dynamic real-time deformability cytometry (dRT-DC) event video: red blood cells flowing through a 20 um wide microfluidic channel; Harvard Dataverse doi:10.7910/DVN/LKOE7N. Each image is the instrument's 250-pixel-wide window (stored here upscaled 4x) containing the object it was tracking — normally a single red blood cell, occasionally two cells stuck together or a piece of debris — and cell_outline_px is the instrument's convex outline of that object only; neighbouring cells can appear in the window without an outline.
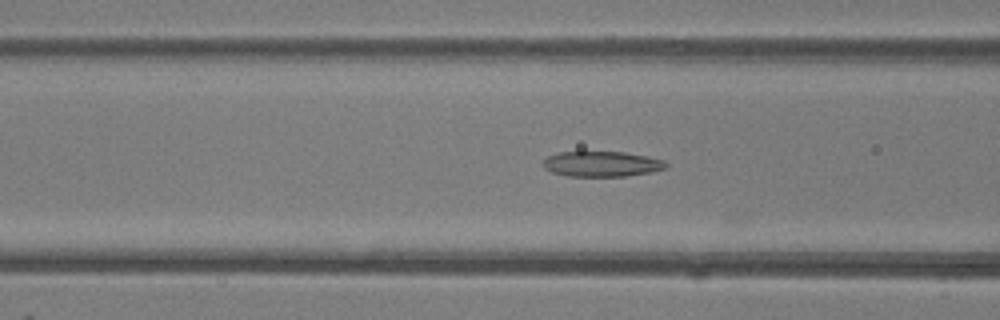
{"species": "common noctule bat (a hibernating species)", "species_latin": "Nyctalus noctula", "temperature_condition": "room temperature", "stored_images_in_passage": 24, "camera_frame_rate_fps": 3000, "um_per_image_px": 0.085, "animal": {"sex": "female"}, "frame": {"image": 1, "passage_image": 4, "time_ms": 1.0, "image_size_px": [1000, 320], "cell_outline_px": [[668, 168], [652, 172], [624, 176], [568, 176], [552, 172], [544, 168], [544, 160], [548, 156], [556, 152], [624, 152], [648, 156], [664, 160], [668, 164]], "centroid_in_image_um": [51.19, 13.93], "position_along_channel_um": 115.4, "area_um2": 18.21}}
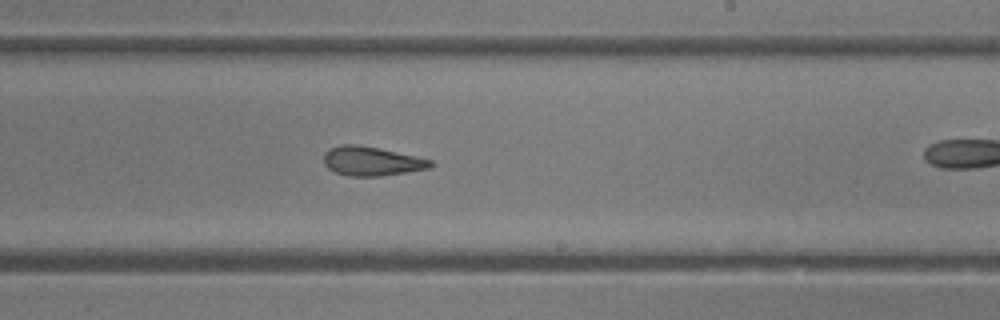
{"frame": {"image": 2, "passage_image": 14, "time_ms": 4.333, "image_size_px": [1000, 320], "cell_outline_px": [[432, 164], [428, 168], [380, 176], [348, 176], [336, 172], [328, 168], [324, 164], [324, 152], [328, 148], [340, 144], [356, 144], [380, 148], [416, 156], [432, 160]], "centroid_in_image_um": [31.53, 13.68], "position_along_channel_um": 257.5, "area_um2": 18.09}}
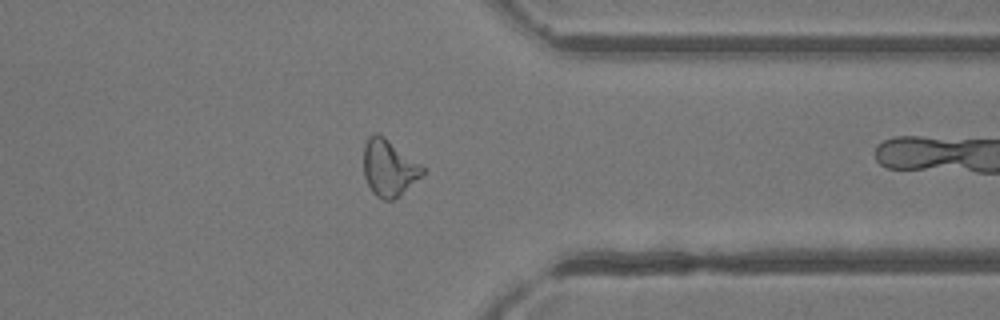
{"frame": {"image": 3, "passage_image": 23, "time_ms": 7.333, "image_size_px": [1000, 320], "cell_outline_px": [[424, 172], [400, 196], [392, 200], [380, 200], [372, 192], [364, 176], [364, 144], [368, 136], [372, 132], [376, 132], [384, 136], [420, 164], [424, 168]], "centroid_in_image_um": [33.02, 14.27], "position_along_channel_um": 378.4, "area_um2": 19.36}}